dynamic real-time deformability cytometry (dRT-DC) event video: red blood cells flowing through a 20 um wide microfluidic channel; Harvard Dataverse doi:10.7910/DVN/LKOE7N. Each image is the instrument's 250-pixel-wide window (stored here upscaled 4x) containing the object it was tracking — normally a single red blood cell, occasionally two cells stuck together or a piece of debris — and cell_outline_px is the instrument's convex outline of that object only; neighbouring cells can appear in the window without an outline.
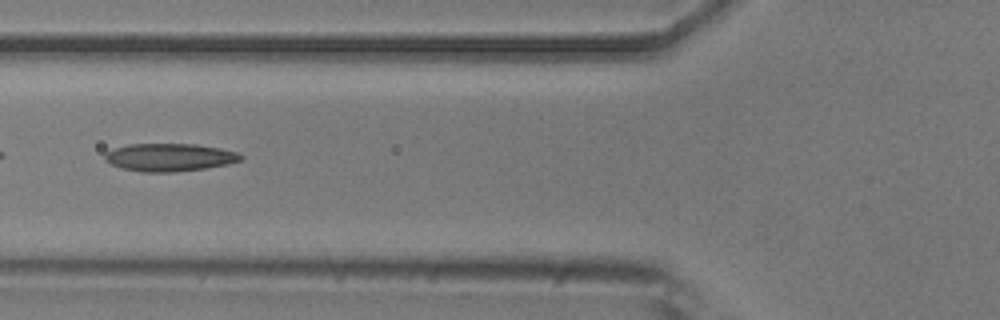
{"species": "common noctule bat (a hibernating species)", "species_latin": "Nyctalus noctula", "temperature_condition": "room temperature", "stored_images_in_passage": 9, "camera_frame_rate_fps": 3000, "um_per_image_px": 0.085, "animal": {"sex": "male", "body_mass_g": 20.5, "forearm_length_mm": 52.5}, "frame": {"image": 1, "passage_image": 6, "time_ms": 6.667, "image_size_px": [1000, 320], "cell_outline_px": [[244, 156], [240, 160], [228, 164], [204, 168], [176, 172], [144, 172], [124, 168], [112, 164], [104, 160], [104, 152], [128, 144], [196, 144], [220, 148], [236, 152]], "centroid_in_image_um": [14.4, 13.37], "position_along_channel_um": 111.4, "area_um2": 21.91}}
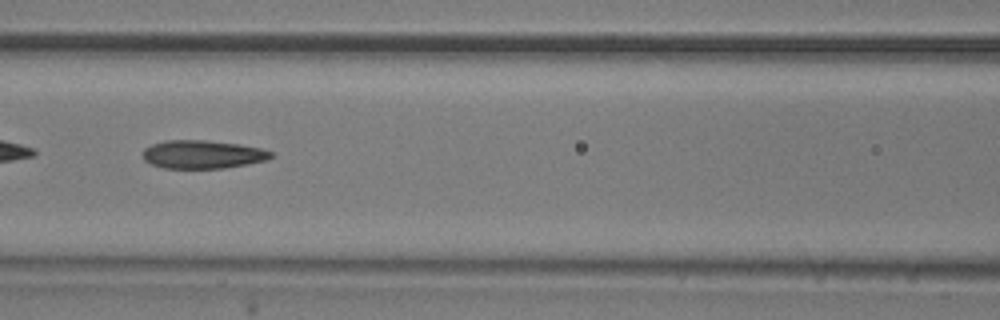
{"frame": {"image": 2, "passage_image": 7, "time_ms": 7.667, "image_size_px": [1000, 320], "cell_outline_px": [[272, 156], [268, 160], [248, 164], [224, 168], [164, 168], [152, 164], [144, 160], [144, 148], [152, 144], [164, 140], [204, 140], [240, 144], [260, 148], [272, 152]], "centroid_in_image_um": [17.23, 13.12], "position_along_channel_um": 149.4, "area_um2": 21.1}}
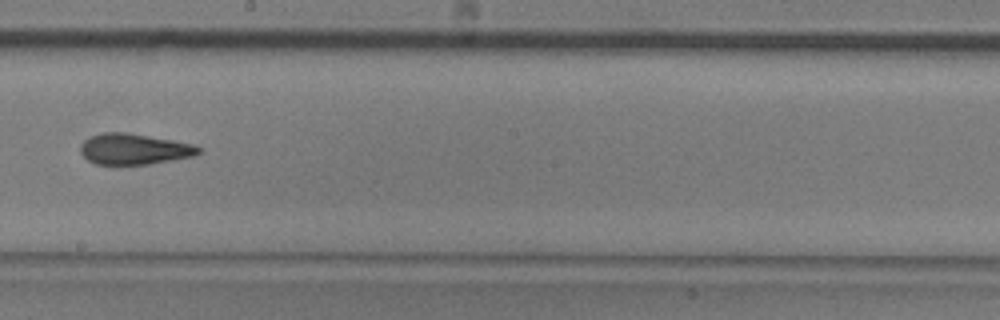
{"frame": {"image": 3, "passage_image": 9, "time_ms": 10.0, "image_size_px": [1000, 320], "cell_outline_px": [[200, 152], [192, 156], [172, 160], [148, 164], [116, 168], [96, 164], [88, 160], [80, 152], [80, 144], [84, 140], [100, 132], [124, 132], [172, 140], [192, 144], [200, 148]], "centroid_in_image_um": [11.31, 12.71], "position_along_channel_um": 236.9, "area_um2": 21.73}}